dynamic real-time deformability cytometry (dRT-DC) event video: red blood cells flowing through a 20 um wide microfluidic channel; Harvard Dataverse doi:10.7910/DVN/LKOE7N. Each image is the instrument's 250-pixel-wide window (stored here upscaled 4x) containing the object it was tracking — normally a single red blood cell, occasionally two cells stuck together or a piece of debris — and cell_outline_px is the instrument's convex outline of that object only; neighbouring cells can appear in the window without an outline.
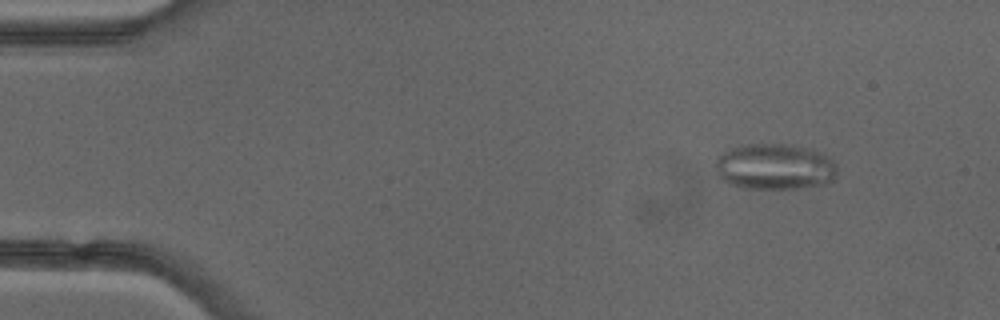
{"species": "common noctule bat (a hibernating species)", "species_latin": "Nyctalus noctula", "temperature_condition": "cold", "stored_images_in_passage": 46, "camera_frame_rate_fps": 3000, "um_per_image_px": 0.085, "animal": {"sex": "female"}, "frame": {"image": 1, "passage_image": 1, "time_ms": 0.0, "image_size_px": [1000, 320], "cell_outline_px": [[832, 172], [812, 184], [784, 188], [760, 188], [736, 184], [728, 180], [724, 176], [720, 164], [720, 156], [740, 148], [792, 148], [816, 156], [832, 164]], "centroid_in_image_um": [65.73, 14.25], "position_along_channel_um": 19.3, "area_um2": 26.36}}
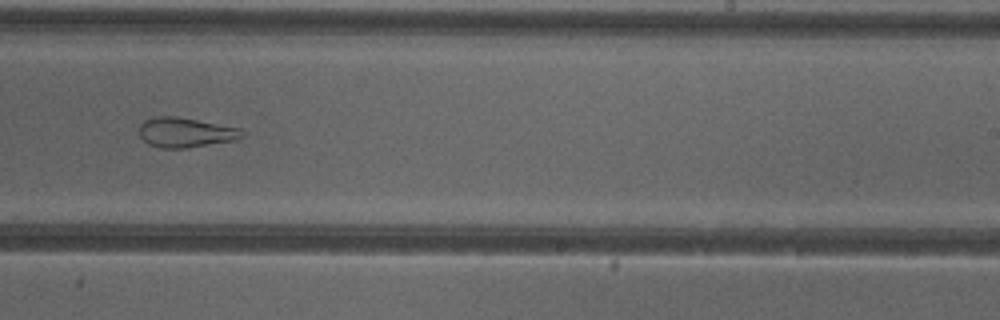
{"frame": {"image": 2, "passage_image": 27, "time_ms": 8.667, "image_size_px": [1000, 320], "cell_outline_px": [[244, 136], [236, 140], [184, 148], [164, 148], [148, 144], [140, 136], [140, 124], [144, 120], [160, 116], [176, 116], [240, 128]], "centroid_in_image_um": [15.76, 11.26], "position_along_channel_um": 273.2, "area_um2": 17.63}}
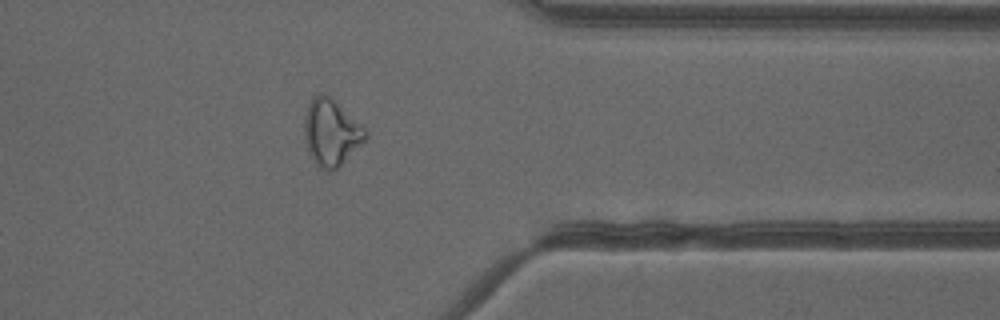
{"frame": {"image": 3, "passage_image": 36, "time_ms": 11.667, "image_size_px": [1000, 320], "cell_outline_px": [[364, 140], [336, 168], [324, 168], [312, 156], [308, 144], [304, 128], [304, 124], [308, 108], [312, 100], [316, 96], [328, 96], [364, 128]], "centroid_in_image_um": [28.14, 11.24], "position_along_channel_um": 383.3, "area_um2": 21.39}, "authors_computed_cell_mechanics": {"area_um2": 21.8773, "velocity_mm_per_s": 4.0185, "shape_relaxation_time_tau1_ms": null, "shape_relaxation_time_tau2_ms": 2.5866, "deformation_change_tau1": null, "deformation_change_tau2": 0.1168}}